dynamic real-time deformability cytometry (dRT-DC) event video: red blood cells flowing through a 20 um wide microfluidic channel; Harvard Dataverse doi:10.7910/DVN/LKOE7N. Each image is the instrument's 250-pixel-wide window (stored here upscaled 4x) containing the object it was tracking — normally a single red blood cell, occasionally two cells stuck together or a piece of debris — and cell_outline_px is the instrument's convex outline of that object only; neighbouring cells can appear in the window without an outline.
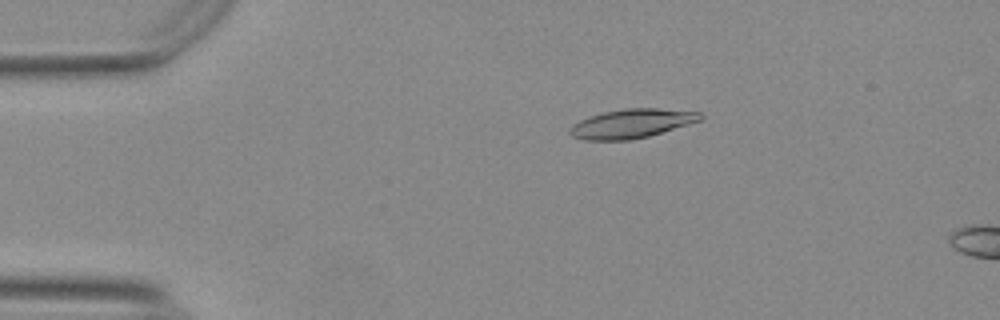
{"species": "Egyptian fruit bat (a non-hibernating species)", "species_latin": "Rousettus aegyptiacus", "temperature_condition": "warm", "stored_images_in_passage": 10, "camera_frame_rate_fps": 3000, "um_per_image_px": 0.085, "animal": {"sex": "female"}, "frame": {"image": 1, "passage_image": 6, "time_ms": 1.667, "image_size_px": [1000, 320], "cell_outline_px": [[704, 116], [700, 120], [648, 136], [628, 140], [584, 140], [572, 136], [568, 132], [568, 128], [572, 124], [588, 116], [604, 112], [624, 108], [660, 108], [700, 112]], "centroid_in_image_um": [53.63, 10.49], "position_along_channel_um": 31.4, "area_um2": 22.02}}